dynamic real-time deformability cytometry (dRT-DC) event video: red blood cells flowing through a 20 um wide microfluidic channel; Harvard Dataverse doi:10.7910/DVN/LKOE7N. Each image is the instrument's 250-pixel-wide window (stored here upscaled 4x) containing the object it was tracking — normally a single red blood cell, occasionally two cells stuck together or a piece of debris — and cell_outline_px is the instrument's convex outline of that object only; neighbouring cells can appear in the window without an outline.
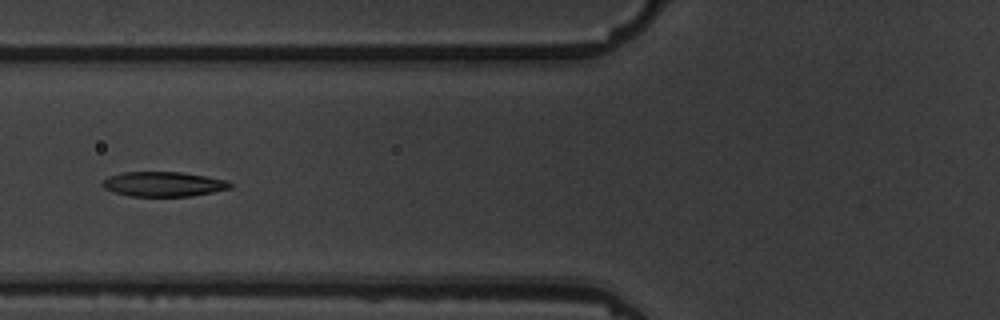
{"species": "common noctule bat (a hibernating species)", "species_latin": "Nyctalus noctula", "temperature_condition": "warm", "stored_images_in_passage": 15, "camera_frame_rate_fps": 3000, "um_per_image_px": 0.085, "animal": {"sex": "male", "body_mass_g": 19.5, "forearm_length_mm": 54.6}, "frame": {"image": 1, "passage_image": 6, "time_ms": 6.667, "image_size_px": [1000, 320], "cell_outline_px": [[232, 188], [192, 196], [128, 196], [104, 188], [100, 184], [108, 176], [124, 172], [180, 172], [228, 180], [232, 184]], "centroid_in_image_um": [13.9, 15.65], "position_along_channel_um": 111.9, "area_um2": 18.38}}
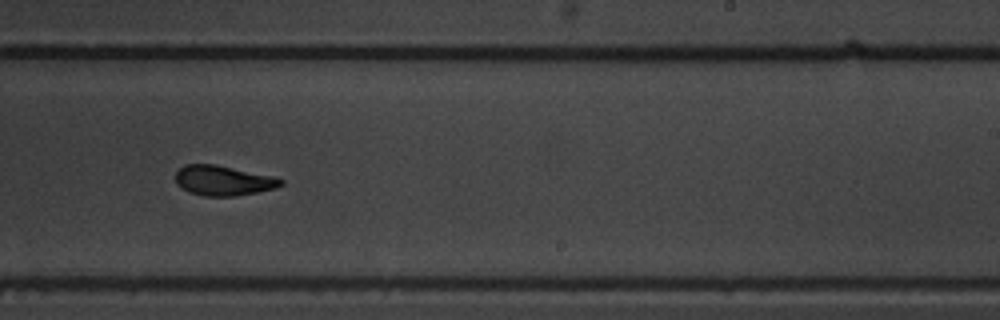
{"frame": {"image": 2, "passage_image": 10, "time_ms": 11.0, "image_size_px": [1000, 320], "cell_outline_px": [[284, 184], [276, 188], [236, 196], [204, 196], [188, 192], [180, 188], [176, 184], [176, 172], [184, 164], [216, 164], [276, 176], [284, 180]], "centroid_in_image_um": [18.99, 15.34], "position_along_channel_um": 270.0, "area_um2": 18.73}}
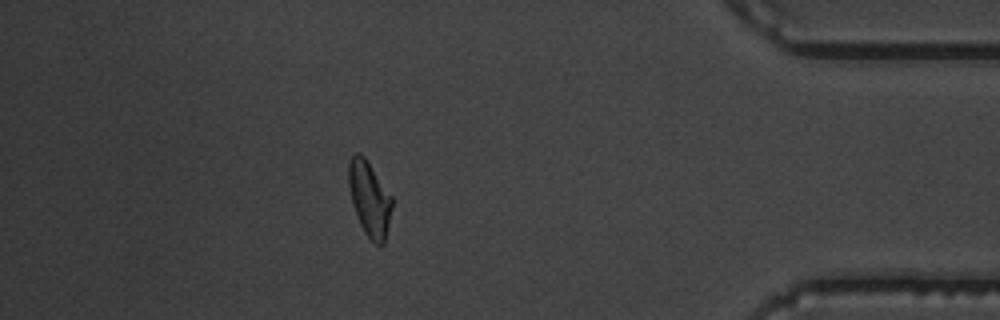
{"frame": {"image": 3, "passage_image": 14, "time_ms": 15.667, "image_size_px": [1000, 320], "cell_outline_px": [[392, 208], [384, 244], [376, 244], [364, 232], [360, 224], [352, 204], [348, 184], [348, 164], [352, 156], [356, 152], [360, 152], [364, 156], [392, 196]], "centroid_in_image_um": [31.39, 16.87], "position_along_channel_um": 403.8, "area_um2": 18.84}, "authors_computed_cell_mechanics": {"area_um2": 18.7272, "velocity_mm_per_s": 3.6657, "shape_relaxation_time_tau1_ms": 3.3898, "shape_relaxation_time_tau2_ms": 2.5945, "deformation_change_tau1": 0.144, "deformation_change_tau2": 0.0814}}